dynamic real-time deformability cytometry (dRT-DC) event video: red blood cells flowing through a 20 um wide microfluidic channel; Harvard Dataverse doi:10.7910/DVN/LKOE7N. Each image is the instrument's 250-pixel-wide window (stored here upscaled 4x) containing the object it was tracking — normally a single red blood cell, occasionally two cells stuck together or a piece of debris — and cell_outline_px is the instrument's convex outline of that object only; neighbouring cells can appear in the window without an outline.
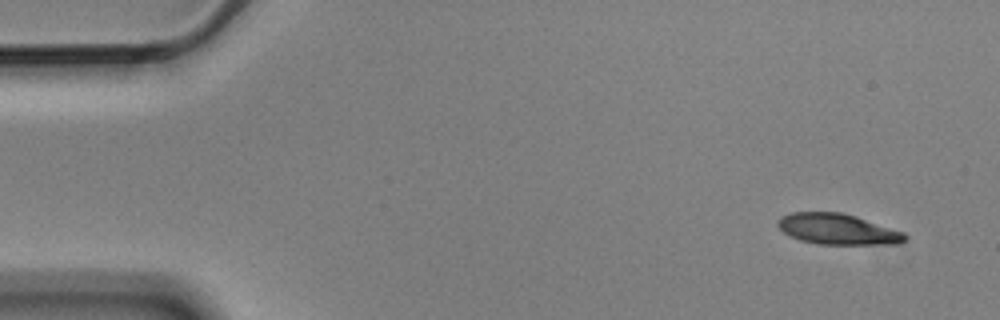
{"species": "Egyptian fruit bat (a non-hibernating species)", "species_latin": "Rousettus aegyptiacus", "temperature_condition": "cold", "stored_images_in_passage": 5, "segment_of_instrument_passage": [1, 2], "camera_frame_rate_fps": 3000, "um_per_image_px": 0.085, "animal": {"sex": "male"}, "frame": {"image": 1, "passage_image": 1, "time_ms": 0.0, "image_size_px": [1000, 320], "cell_outline_px": [[908, 236], [904, 240], [896, 244], [820, 244], [800, 240], [784, 232], [776, 224], [776, 220], [792, 212], [840, 212], [856, 216], [904, 232]], "centroid_in_image_um": [71.2, 19.47], "position_along_channel_um": 13.8, "area_um2": 22.6}}